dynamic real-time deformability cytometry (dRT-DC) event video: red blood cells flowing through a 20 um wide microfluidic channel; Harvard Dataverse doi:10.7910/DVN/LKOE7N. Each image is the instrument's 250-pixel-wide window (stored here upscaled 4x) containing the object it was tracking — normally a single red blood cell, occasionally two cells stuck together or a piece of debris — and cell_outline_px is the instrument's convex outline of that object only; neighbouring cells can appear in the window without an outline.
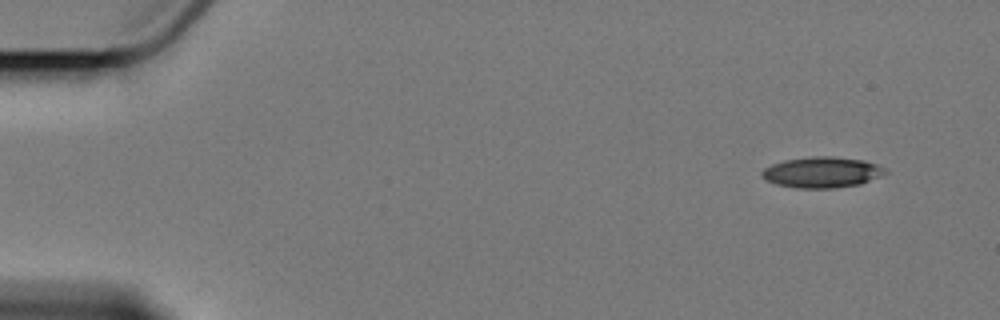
{"species": "Egyptian fruit bat (a non-hibernating species)", "species_latin": "Rousettus aegyptiacus", "temperature_condition": "cold", "stored_images_in_passage": 7, "camera_frame_rate_fps": 3000, "um_per_image_px": 0.085, "animal": {"sex": "female"}, "frame": {"image": 1, "passage_image": 1, "time_ms": 0.0, "image_size_px": [1000, 320], "cell_outline_px": [[888, 172], [880, 176], [860, 184], [836, 188], [796, 188], [776, 184], [768, 180], [760, 172], [764, 168], [772, 164], [784, 160], [812, 156], [832, 156], [864, 160], [888, 168]], "centroid_in_image_um": [69.9, 14.64], "position_along_channel_um": 15.1, "area_um2": 22.2}}
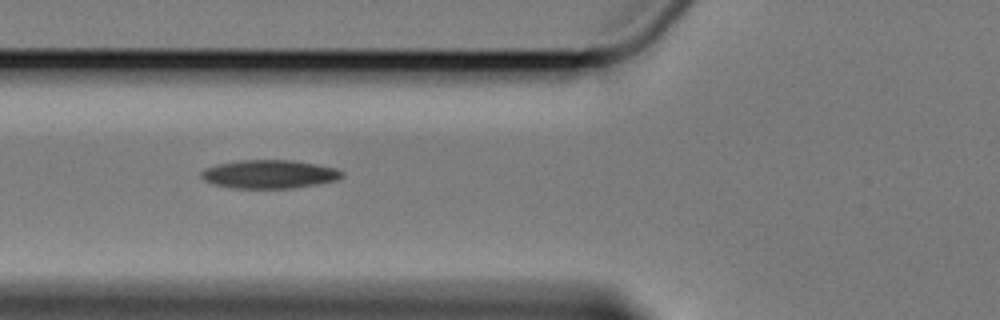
{"frame": {"image": 2, "passage_image": 6, "time_ms": 6.0, "image_size_px": [1000, 320], "cell_outline_px": [[344, 176], [336, 180], [316, 184], [292, 188], [232, 188], [216, 184], [204, 180], [200, 176], [200, 172], [204, 168], [216, 164], [240, 160], [292, 160], [316, 164], [336, 168], [344, 172]], "centroid_in_image_um": [22.88, 14.8], "position_along_channel_um": 102.9, "area_um2": 23.35}}
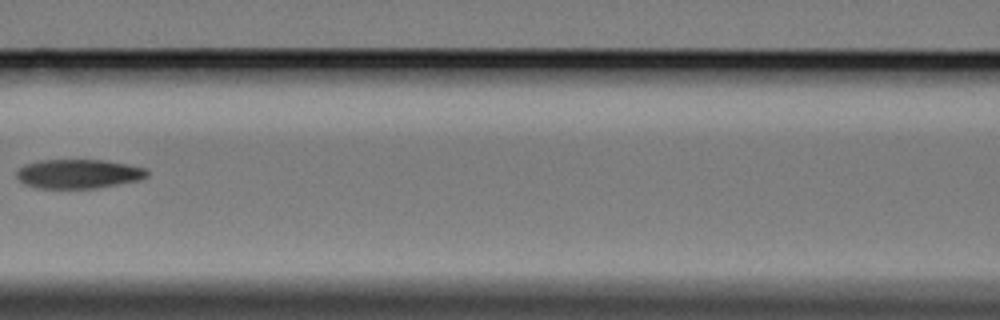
{"frame": {"image": 3, "passage_image": 7, "time_ms": 7.667, "image_size_px": [1000, 320], "cell_outline_px": [[148, 176], [140, 180], [96, 188], [40, 188], [28, 184], [20, 180], [16, 176], [16, 172], [24, 164], [36, 160], [104, 160], [128, 164], [144, 168], [148, 172]], "centroid_in_image_um": [6.68, 14.76], "position_along_channel_um": 159.9, "area_um2": 22.08}}